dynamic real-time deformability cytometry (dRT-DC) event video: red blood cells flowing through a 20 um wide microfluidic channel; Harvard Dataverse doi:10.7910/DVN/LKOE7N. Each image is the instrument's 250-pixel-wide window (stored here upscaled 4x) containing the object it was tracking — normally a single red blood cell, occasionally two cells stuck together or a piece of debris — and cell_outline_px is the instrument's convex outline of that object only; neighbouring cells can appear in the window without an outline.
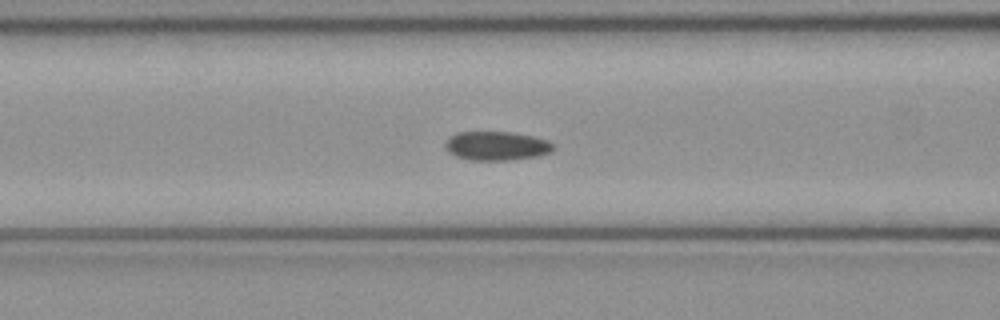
{"species": "common noctule bat (a hibernating species)", "species_latin": "Nyctalus noctula", "temperature_condition": "cold", "stored_images_in_passage": 52, "camera_frame_rate_fps": 3000, "um_per_image_px": 0.085, "animal": {"sex": "female", "body_mass_g": 21.9}, "frame": {"image": 1, "passage_image": 21, "time_ms": 6.667, "image_size_px": [1000, 320], "cell_outline_px": [[556, 148], [552, 152], [540, 156], [512, 160], [472, 160], [456, 156], [448, 152], [444, 148], [444, 144], [448, 136], [456, 132], [512, 132], [532, 136], [548, 140]], "centroid_in_image_um": [42.2, 12.4], "position_along_channel_um": 124.4, "area_um2": 18.55}}
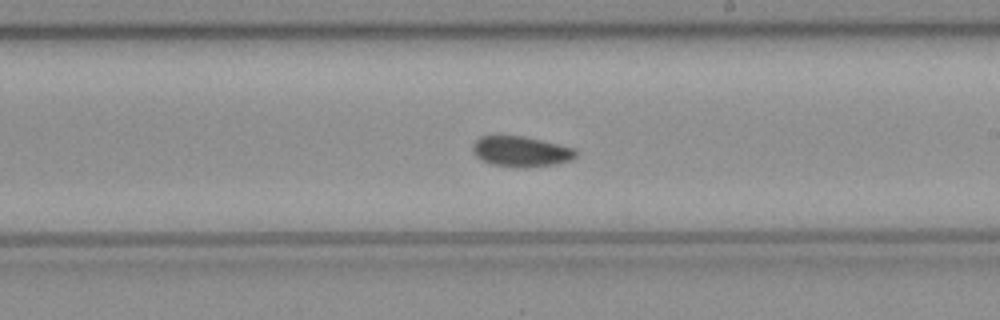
{"frame": {"image": 2, "passage_image": 30, "time_ms": 9.667, "image_size_px": [1000, 320], "cell_outline_px": [[576, 156], [568, 160], [556, 164], [524, 168], [520, 168], [492, 164], [480, 160], [472, 152], [472, 144], [480, 136], [524, 136], [576, 148]], "centroid_in_image_um": [44.25, 12.88], "position_along_channel_um": 244.7, "area_um2": 18.38}}
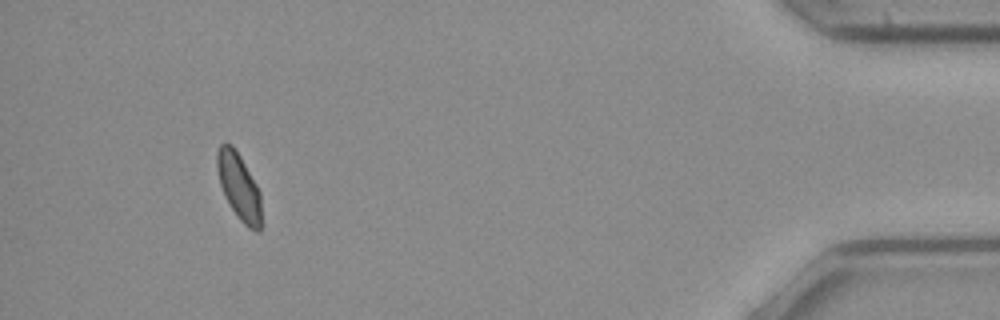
{"frame": {"image": 3, "passage_image": 48, "time_ms": 15.667, "image_size_px": [1000, 320], "cell_outline_px": [[264, 224], [260, 232], [256, 232], [248, 228], [236, 216], [224, 196], [220, 184], [216, 168], [216, 152], [220, 144], [232, 144], [240, 156], [256, 184], [260, 192]], "centroid_in_image_um": [20.35, 15.94], "position_along_channel_um": 414.9, "area_um2": 17.74}, "authors_computed_cell_mechanics": {"area_um2": 18.207, "velocity_mm_per_s": 4.0093, "shape_relaxation_time_tau1_ms": 5.6717, "shape_relaxation_time_tau2_ms": 4.7664, "deformation_change_tau1": 0.0805, "deformation_change_tau2": 0.0686}}